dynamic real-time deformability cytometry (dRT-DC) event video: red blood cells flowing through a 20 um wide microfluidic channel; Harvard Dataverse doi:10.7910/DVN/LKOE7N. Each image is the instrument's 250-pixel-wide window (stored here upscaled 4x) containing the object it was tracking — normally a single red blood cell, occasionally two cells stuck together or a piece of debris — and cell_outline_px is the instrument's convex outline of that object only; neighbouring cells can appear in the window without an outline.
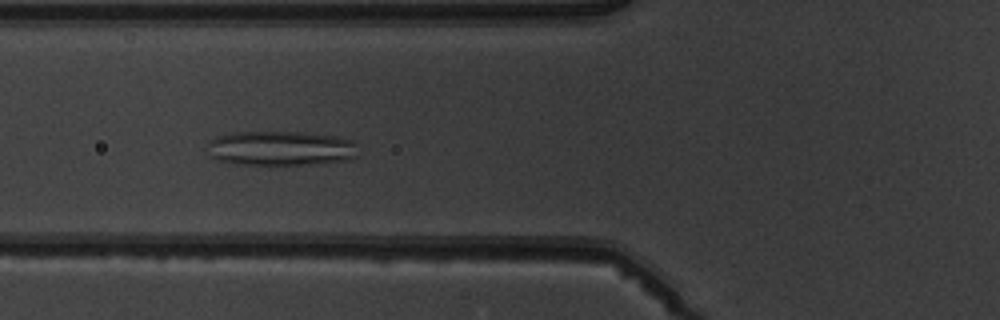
{"species": "common noctule bat (a hibernating species)", "species_latin": "Nyctalus noctula", "temperature_condition": "warm", "stored_images_in_passage": 7, "camera_frame_rate_fps": 3000, "um_per_image_px": 0.085, "animal": {"sex": "male", "body_mass_g": 19.5, "forearm_length_mm": 54.6}, "frame": {"image": 1, "passage_image": 5, "time_ms": 5.333, "image_size_px": [1000, 320], "cell_outline_px": [[356, 156], [348, 160], [320, 164], [232, 164], [220, 160], [212, 156], [208, 144], [208, 140], [216, 136], [232, 132], [308, 132], [336, 136], [352, 140], [356, 144]], "centroid_in_image_um": [23.89, 12.59], "position_along_channel_um": 101.9, "area_um2": 30.58}}
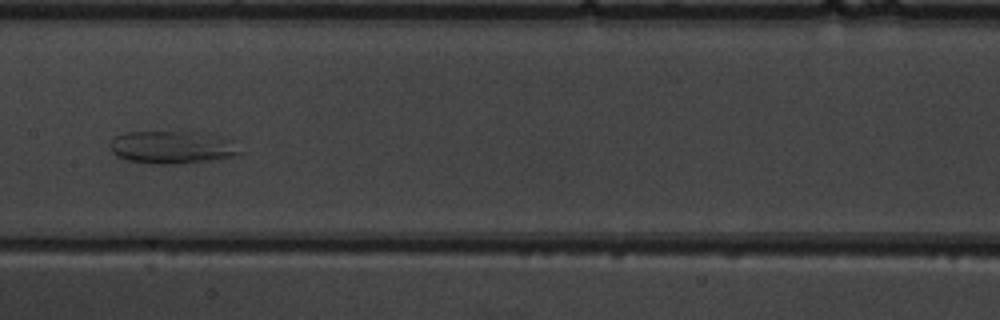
{"frame": {"image": 2, "passage_image": 7, "time_ms": 7.667, "image_size_px": [1000, 320], "cell_outline_px": [[240, 152], [236, 156], [212, 160], [176, 164], [152, 164], [124, 160], [116, 156], [112, 152], [112, 140], [116, 136], [124, 132], [196, 132], [220, 136], [232, 140]], "centroid_in_image_um": [14.63, 12.53], "position_along_channel_um": 192.8, "area_um2": 24.74}}